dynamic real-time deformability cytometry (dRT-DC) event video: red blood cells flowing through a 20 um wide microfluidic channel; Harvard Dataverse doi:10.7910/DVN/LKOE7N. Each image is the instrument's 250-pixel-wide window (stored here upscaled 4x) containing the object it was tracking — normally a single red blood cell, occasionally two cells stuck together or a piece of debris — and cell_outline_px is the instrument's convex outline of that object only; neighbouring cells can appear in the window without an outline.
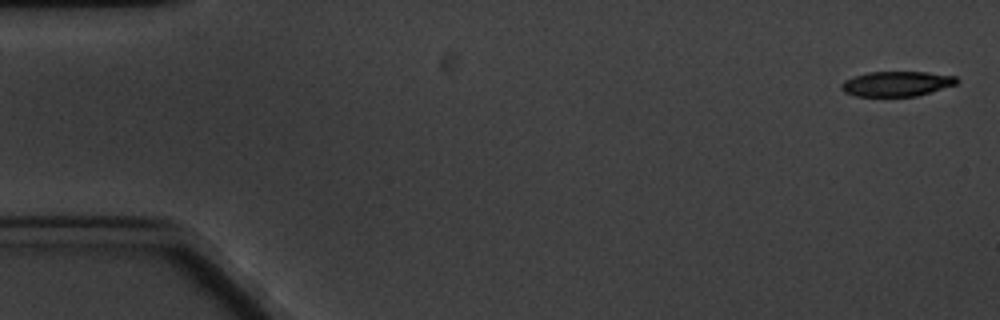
{"species": "common noctule bat (a hibernating species)", "species_latin": "Nyctalus noctula", "temperature_condition": "cold", "stored_images_in_passage": 4, "camera_frame_rate_fps": 3000, "um_per_image_px": 0.085, "animal": {"sex": "male", "body_mass_g": 20.1, "forearm_length_mm": 53.5}, "frame": {"image": 1, "passage_image": 1, "time_ms": 0.0, "image_size_px": [1000, 320], "cell_outline_px": [[960, 80], [956, 84], [916, 96], [856, 96], [844, 92], [840, 88], [840, 84], [844, 80], [852, 76], [868, 72], [928, 72], [956, 76]], "centroid_in_image_um": [76.19, 7.11], "position_along_channel_um": 8.8, "area_um2": 16.88}}